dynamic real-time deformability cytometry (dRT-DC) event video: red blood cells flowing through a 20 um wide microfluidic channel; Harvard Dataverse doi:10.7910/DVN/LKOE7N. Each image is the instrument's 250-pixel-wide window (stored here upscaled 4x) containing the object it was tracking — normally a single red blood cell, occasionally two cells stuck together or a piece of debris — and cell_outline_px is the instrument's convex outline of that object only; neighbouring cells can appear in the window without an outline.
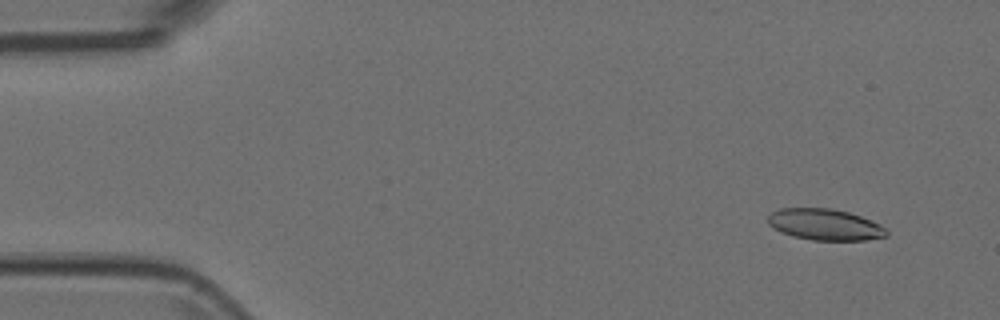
{"species": "Egyptian fruit bat (a non-hibernating species)", "species_latin": "Rousettus aegyptiacus", "temperature_condition": "room temperature", "stored_images_in_passage": 53, "camera_frame_rate_fps": 3000, "um_per_image_px": 0.085, "animal": {"sex": "female"}, "frame": {"image": 1, "passage_image": 4, "time_ms": 1.0, "image_size_px": [1000, 320], "cell_outline_px": [[888, 236], [864, 240], [812, 240], [792, 236], [780, 232], [768, 224], [768, 216], [772, 212], [780, 208], [832, 208], [848, 212], [860, 216], [880, 224], [888, 232]], "centroid_in_image_um": [70.1, 19.09], "position_along_channel_um": 14.9, "area_um2": 21.62}}
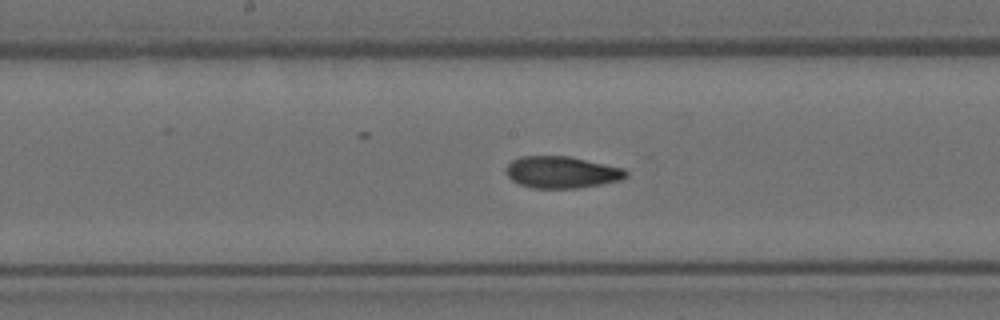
{"frame": {"image": 2, "passage_image": 27, "time_ms": 8.667, "image_size_px": [1000, 320], "cell_outline_px": [[628, 176], [620, 180], [600, 184], [576, 188], [532, 188], [520, 184], [512, 180], [504, 172], [504, 168], [512, 160], [520, 156], [568, 156], [624, 168], [628, 172]], "centroid_in_image_um": [47.72, 14.63], "position_along_channel_um": 200.5, "area_um2": 22.25}}
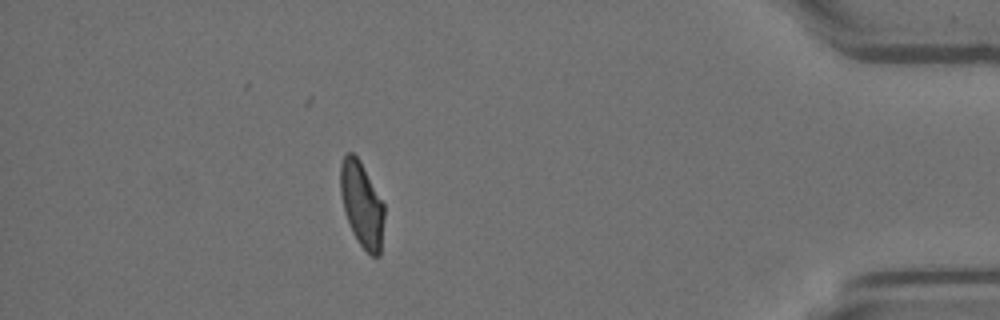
{"frame": {"image": 3, "passage_image": 47, "time_ms": 15.333, "image_size_px": [1000, 320], "cell_outline_px": [[384, 216], [380, 256], [372, 256], [356, 240], [352, 232], [344, 212], [340, 192], [340, 164], [344, 156], [348, 152], [352, 152], [360, 160], [384, 204]], "centroid_in_image_um": [30.74, 17.37], "position_along_channel_um": 404.5, "area_um2": 21.73}}